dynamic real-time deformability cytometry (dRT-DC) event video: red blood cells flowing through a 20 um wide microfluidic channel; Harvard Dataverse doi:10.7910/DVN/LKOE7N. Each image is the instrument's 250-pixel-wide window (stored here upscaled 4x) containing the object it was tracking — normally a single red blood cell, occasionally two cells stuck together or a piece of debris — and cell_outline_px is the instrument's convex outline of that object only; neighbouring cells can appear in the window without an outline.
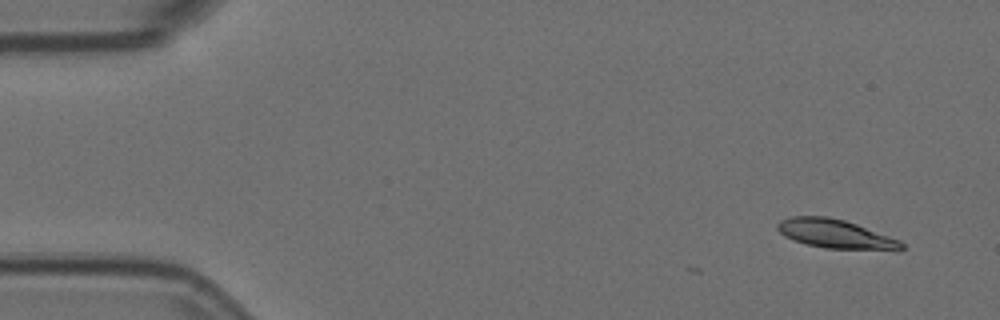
{"species": "Egyptian fruit bat (a non-hibernating species)", "species_latin": "Rousettus aegyptiacus", "temperature_condition": "room temperature", "stored_images_in_passage": 7, "camera_frame_rate_fps": 3000, "um_per_image_px": 0.085, "animal": {"sex": "female"}, "frame": {"image": 1, "passage_image": 1, "time_ms": 0.0, "image_size_px": [1000, 320], "cell_outline_px": [[904, 248], [828, 248], [808, 244], [784, 236], [776, 228], [776, 224], [780, 220], [792, 216], [828, 216], [844, 220], [856, 224], [900, 240], [904, 244]], "centroid_in_image_um": [70.91, 19.83], "position_along_channel_um": 14.1, "area_um2": 20.06}}